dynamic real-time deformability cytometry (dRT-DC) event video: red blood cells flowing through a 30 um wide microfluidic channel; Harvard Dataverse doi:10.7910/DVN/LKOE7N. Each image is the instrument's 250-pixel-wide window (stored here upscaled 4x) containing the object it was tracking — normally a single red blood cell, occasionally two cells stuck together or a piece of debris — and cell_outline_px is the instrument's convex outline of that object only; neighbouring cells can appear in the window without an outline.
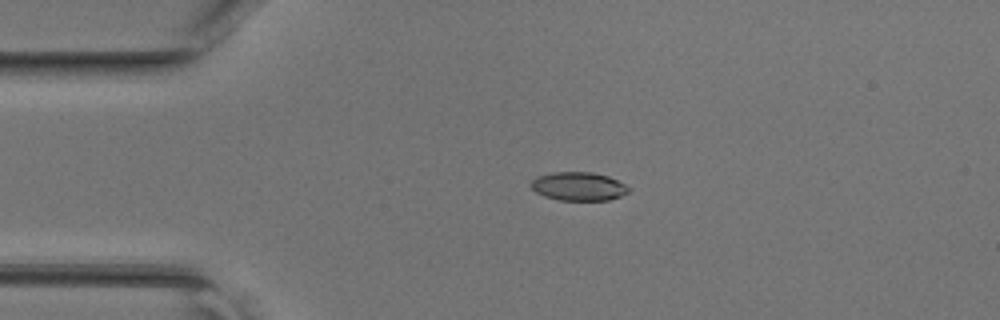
{"species": "common noctule bat (a hibernating species)", "species_latin": "Nyctalus noctula", "temperature_condition": "room temperature", "stored_images_in_passage": 37, "camera_frame_rate_fps": 3000, "um_per_image_px": 0.085, "animal": {"sex": "female", "body_mass_g": 17.0, "forearm_length_mm": 48.0}, "frame": {"image": 1, "passage_image": 1, "time_ms": 0.0, "image_size_px": [1000, 320], "cell_outline_px": [[632, 188], [628, 192], [620, 196], [608, 200], [560, 200], [544, 196], [536, 192], [532, 188], [532, 180], [536, 176], [552, 172], [592, 172], [608, 176]], "centroid_in_image_um": [49.18, 15.83], "position_along_channel_um": 35.8, "area_um2": 16.18}}
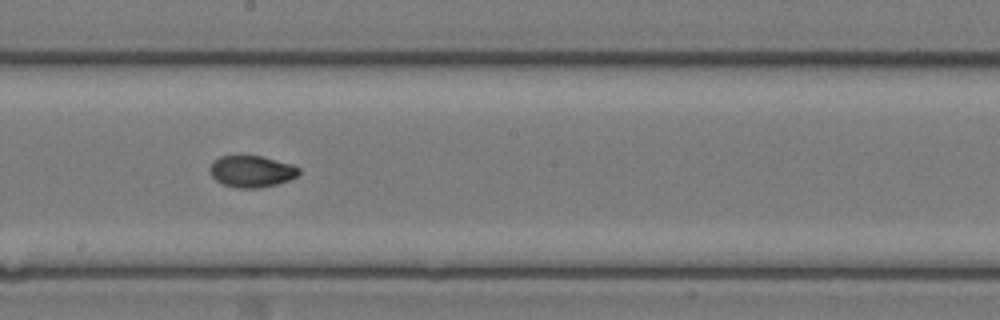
{"frame": {"image": 2, "passage_image": 16, "time_ms": 5.0, "image_size_px": [1000, 320], "cell_outline_px": [[300, 172], [296, 176], [288, 180], [276, 184], [260, 188], [236, 188], [224, 184], [216, 180], [208, 172], [208, 168], [212, 160], [220, 156], [260, 156], [292, 164], [300, 168]], "centroid_in_image_um": [21.34, 14.56], "position_along_channel_um": 226.9, "area_um2": 16.47}}
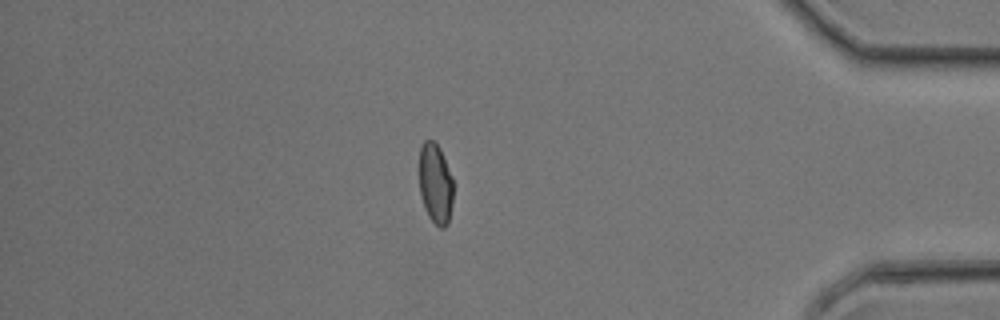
{"frame": {"image": 3, "passage_image": 30, "time_ms": 9.667, "image_size_px": [1000, 320], "cell_outline_px": [[452, 204], [448, 224], [444, 228], [440, 228], [428, 216], [424, 208], [420, 196], [420, 144], [424, 140], [432, 140], [440, 148], [452, 176]], "centroid_in_image_um": [37.01, 15.61], "position_along_channel_um": 398.2, "area_um2": 15.95}}